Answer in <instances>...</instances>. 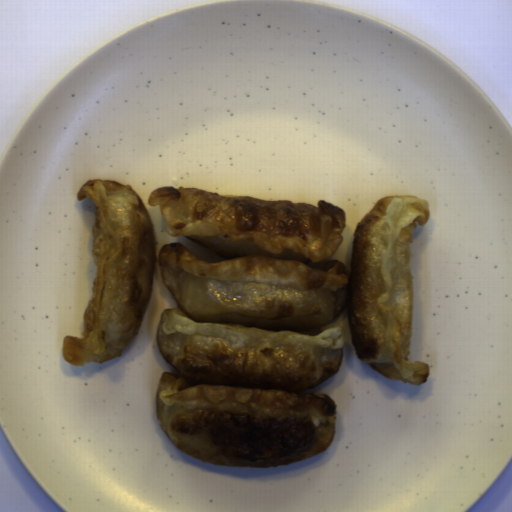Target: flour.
I'll list each match as a JSON object with an SVG mask.
<instances>
[{
  "label": "flour",
  "instance_id": "flour-1",
  "mask_svg": "<svg viewBox=\"0 0 512 512\" xmlns=\"http://www.w3.org/2000/svg\"><path fill=\"white\" fill-rule=\"evenodd\" d=\"M180 242L158 265L177 307L164 308L156 348L175 371L158 382L155 414L176 448L204 463L274 468L325 452L336 405L321 386L341 367L345 330H322L345 311L357 357L389 380L427 382L409 359L414 332L411 244L428 200L386 196L356 224L350 271L330 260L343 242L345 209L192 187L151 191Z\"/></svg>",
  "mask_w": 512,
  "mask_h": 512
},
{
  "label": "flour",
  "instance_id": "flour-2",
  "mask_svg": "<svg viewBox=\"0 0 512 512\" xmlns=\"http://www.w3.org/2000/svg\"><path fill=\"white\" fill-rule=\"evenodd\" d=\"M76 197L95 203L96 277L82 315L84 338L66 335L62 354L67 363L83 366L111 361L130 347L151 300L157 252L150 215L132 187L89 179Z\"/></svg>",
  "mask_w": 512,
  "mask_h": 512
}]
</instances>
